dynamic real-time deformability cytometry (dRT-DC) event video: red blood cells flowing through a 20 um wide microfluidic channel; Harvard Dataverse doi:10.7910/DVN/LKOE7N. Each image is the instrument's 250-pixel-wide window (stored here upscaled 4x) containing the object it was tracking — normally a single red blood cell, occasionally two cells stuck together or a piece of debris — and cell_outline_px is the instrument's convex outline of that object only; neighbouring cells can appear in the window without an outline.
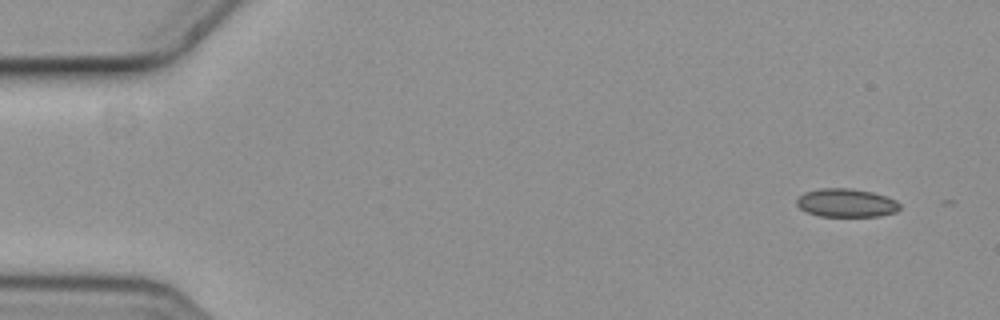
{"species": "common noctule bat (a hibernating species)", "species_latin": "Nyctalus noctula", "temperature_condition": "cold", "stored_images_in_passage": 5, "camera_frame_rate_fps": 3000, "um_per_image_px": 0.085, "animal": {"sex": "female", "body_mass_g": 19.3, "forearm_length_mm": 54.1}, "frame": {"image": 1, "passage_image": 1, "time_ms": 0.0, "image_size_px": [1000, 320], "cell_outline_px": [[900, 208], [896, 212], [880, 216], [820, 216], [808, 212], [800, 208], [796, 204], [796, 200], [804, 192], [820, 188], [848, 188], [872, 192], [896, 200], [900, 204]], "centroid_in_image_um": [71.93, 17.24], "position_along_channel_um": 13.1, "area_um2": 16.99}}
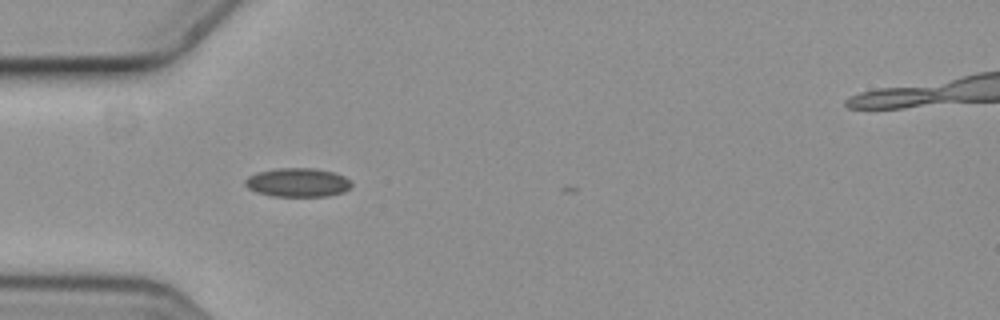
{"frame": {"image": 2, "passage_image": 4, "time_ms": 1.0, "image_size_px": [1000, 320], "cell_outline_px": [[352, 184], [344, 192], [328, 196], [272, 196], [256, 192], [248, 188], [244, 184], [244, 180], [248, 176], [256, 172], [276, 168], [312, 168], [332, 172], [344, 176]], "centroid_in_image_um": [25.25, 15.51], "position_along_channel_um": 59.7, "area_um2": 17.86}}
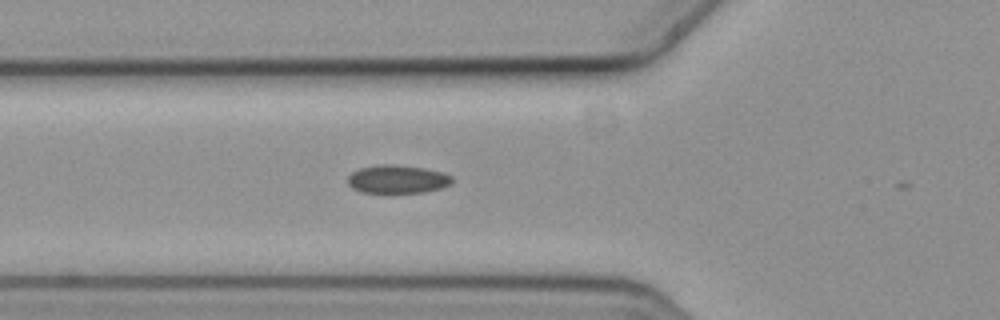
{"frame": {"image": 3, "passage_image": 5, "time_ms": 1.333, "image_size_px": [1000, 320], "cell_outline_px": [[452, 184], [440, 188], [424, 192], [360, 192], [352, 188], [348, 184], [348, 176], [352, 172], [360, 168], [376, 164], [392, 164], [424, 168], [444, 172], [452, 176]], "centroid_in_image_um": [33.78, 15.22], "position_along_channel_um": 92.0, "area_um2": 17.22}}